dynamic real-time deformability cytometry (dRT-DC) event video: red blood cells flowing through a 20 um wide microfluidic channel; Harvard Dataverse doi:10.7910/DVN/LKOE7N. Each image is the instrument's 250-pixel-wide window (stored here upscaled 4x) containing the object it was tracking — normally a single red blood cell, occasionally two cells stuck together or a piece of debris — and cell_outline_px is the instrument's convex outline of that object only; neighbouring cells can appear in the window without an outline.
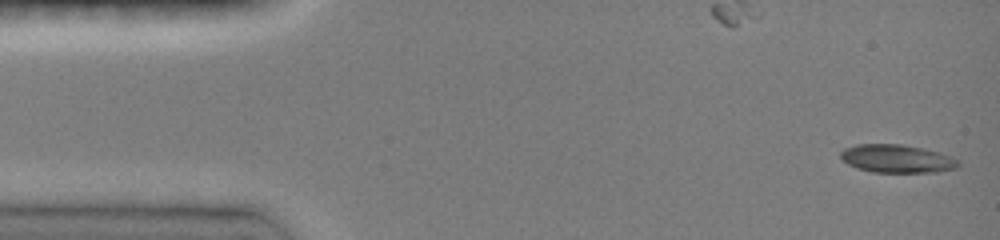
{"species": "common noctule bat (a hibernating species)", "species_latin": "Nyctalus noctula", "temperature_condition": "room temperature", "stored_images_in_passage": 21, "camera_frame_rate_fps": 3000, "um_per_image_px": 0.085, "animal": {"sex": "female", "body_mass_g": 19.0, "forearm_length_mm": 51.5}, "frame": {"image": 1, "passage_image": 1, "time_ms": 0.0, "image_size_px": [1000, 240], "cell_outline_px": [[960, 164], [956, 168], [936, 172], [872, 172], [856, 168], [848, 164], [840, 156], [840, 152], [844, 148], [856, 144], [900, 144], [924, 148], [960, 160]], "centroid_in_image_um": [76.22, 13.49], "position_along_channel_um": 8.8, "area_um2": 19.25}}
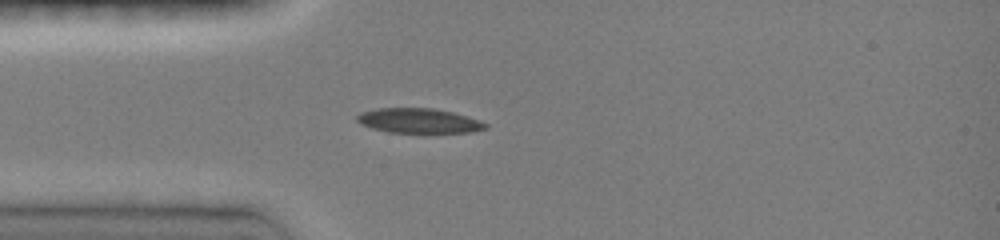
{"frame": {"image": 2, "passage_image": 12, "time_ms": 3.667, "image_size_px": [1000, 240], "cell_outline_px": [[488, 128], [472, 132], [388, 132], [372, 128], [360, 124], [356, 120], [356, 116], [360, 112], [376, 108], [432, 108], [452, 112], [480, 120], [488, 124]], "centroid_in_image_um": [35.58, 10.25], "position_along_channel_um": 49.4, "area_um2": 18.5}}
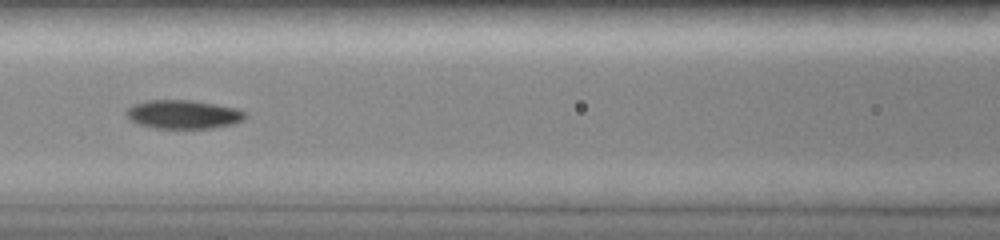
{"frame": {"image": 3, "passage_image": 18, "time_ms": 6.333, "image_size_px": [1000, 240], "cell_outline_px": [[248, 116], [244, 120], [236, 124], [212, 128], [156, 128], [140, 124], [132, 120], [124, 112], [132, 104], [148, 100], [192, 100], [216, 104], [236, 108], [244, 112]], "centroid_in_image_um": [15.62, 9.72], "position_along_channel_um": 151.0, "area_um2": 19.94}}